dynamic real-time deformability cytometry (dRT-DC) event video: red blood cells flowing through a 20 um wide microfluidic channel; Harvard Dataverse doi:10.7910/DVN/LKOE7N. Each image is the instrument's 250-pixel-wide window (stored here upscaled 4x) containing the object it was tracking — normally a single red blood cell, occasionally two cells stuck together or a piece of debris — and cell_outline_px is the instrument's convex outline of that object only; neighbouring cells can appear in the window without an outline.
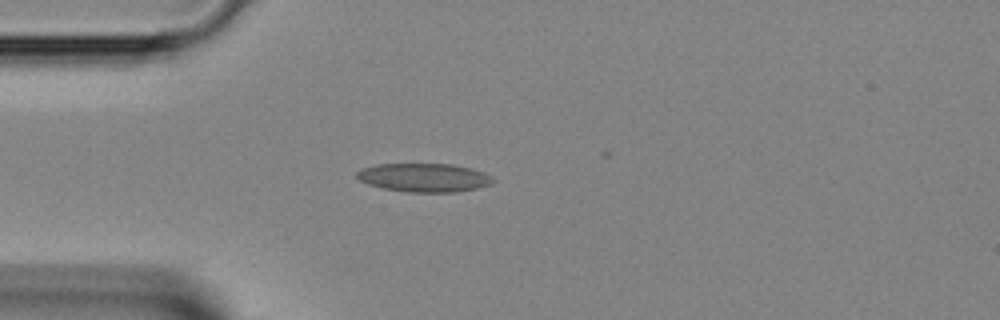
{"species": "Egyptian fruit bat (a non-hibernating species)", "species_latin": "Rousettus aegyptiacus", "temperature_condition": "room temperature", "stored_images_in_passage": 30, "camera_frame_rate_fps": 3000, "um_per_image_px": 0.085, "animal": {"sex": "female"}, "frame": {"image": 1, "passage_image": 1, "time_ms": 0.0, "image_size_px": [1000, 320], "cell_outline_px": [[496, 180], [492, 184], [476, 188], [456, 192], [408, 192], [384, 188], [368, 184], [360, 180], [356, 176], [356, 172], [360, 168], [376, 164], [452, 164], [472, 168], [484, 172], [492, 176]], "centroid_in_image_um": [36.07, 15.09], "position_along_channel_um": 48.9, "area_um2": 22.83}}
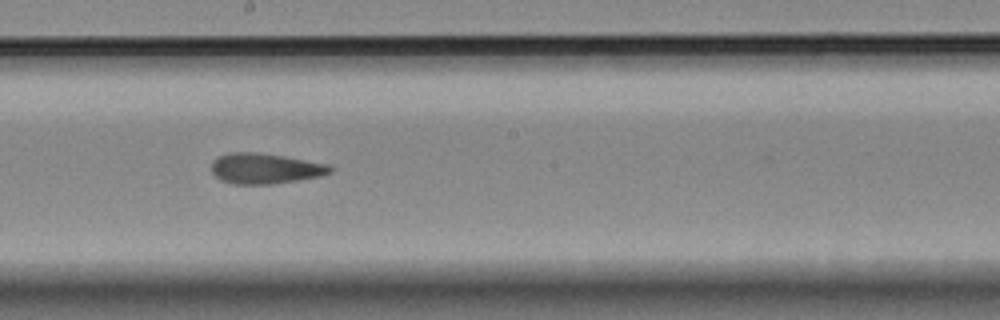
{"frame": {"image": 2, "passage_image": 13, "time_ms": 4.0, "image_size_px": [1000, 320], "cell_outline_px": [[332, 172], [320, 176], [272, 184], [232, 184], [220, 180], [212, 172], [212, 160], [216, 156], [228, 152], [256, 152], [284, 156], [328, 164], [332, 168]], "centroid_in_image_um": [22.48, 14.31], "position_along_channel_um": 225.7, "area_um2": 21.15}}
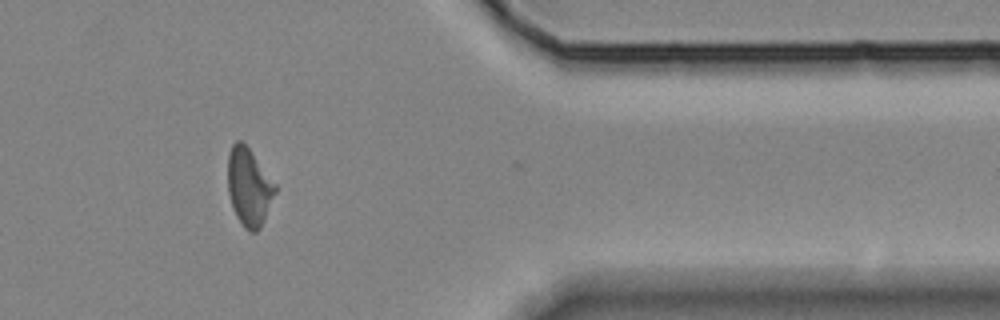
{"frame": {"image": 3, "passage_image": 25, "time_ms": 8.0, "image_size_px": [1000, 320], "cell_outline_px": [[276, 192], [260, 228], [256, 232], [248, 232], [244, 228], [236, 216], [232, 208], [228, 192], [228, 152], [232, 144], [236, 140], [240, 140], [248, 148], [276, 184]], "centroid_in_image_um": [21.14, 15.91], "position_along_channel_um": 390.3, "area_um2": 21.39}}